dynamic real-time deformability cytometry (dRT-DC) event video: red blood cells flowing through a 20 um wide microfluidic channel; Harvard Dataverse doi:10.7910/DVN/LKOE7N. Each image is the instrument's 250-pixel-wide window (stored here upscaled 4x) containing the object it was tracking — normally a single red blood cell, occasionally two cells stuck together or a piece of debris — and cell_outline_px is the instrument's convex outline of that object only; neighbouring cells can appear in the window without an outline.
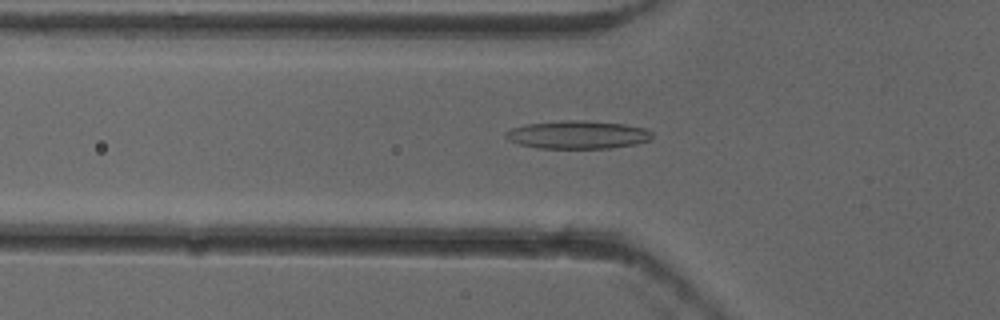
{"species": "common noctule bat (a hibernating species)", "species_latin": "Nyctalus noctula", "temperature_condition": "cold", "stored_images_in_passage": 51, "camera_frame_rate_fps": 3000, "um_per_image_px": 0.085, "animal": {"sex": "female"}, "frame": {"image": 1, "passage_image": 17, "time_ms": 5.333, "image_size_px": [1000, 320], "cell_outline_px": [[652, 140], [636, 144], [612, 148], [536, 148], [520, 144], [508, 140], [504, 136], [504, 132], [512, 128], [524, 124], [560, 120], [584, 120], [624, 124], [648, 128], [652, 132]], "centroid_in_image_um": [49.11, 11.44], "position_along_channel_um": 76.7, "area_um2": 24.33}}
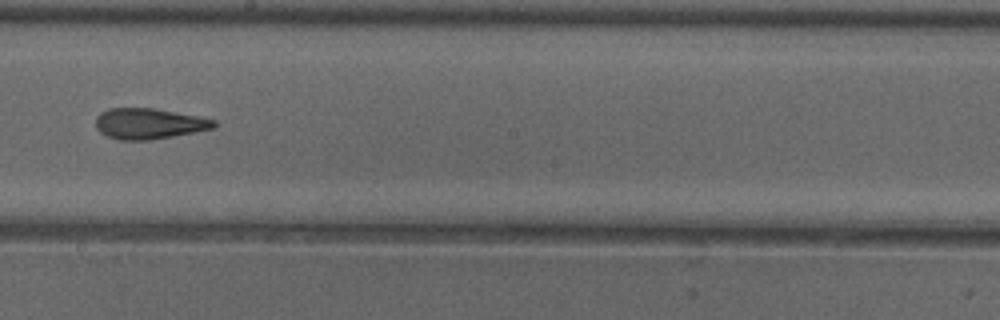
{"frame": {"image": 2, "passage_image": 29, "time_ms": 9.333, "image_size_px": [1000, 320], "cell_outline_px": [[216, 124], [212, 128], [172, 136], [148, 140], [120, 140], [108, 136], [100, 132], [96, 128], [96, 116], [100, 112], [108, 108], [152, 108], [200, 116], [216, 120]], "centroid_in_image_um": [12.62, 10.5], "position_along_channel_um": 235.6, "area_um2": 21.04}}
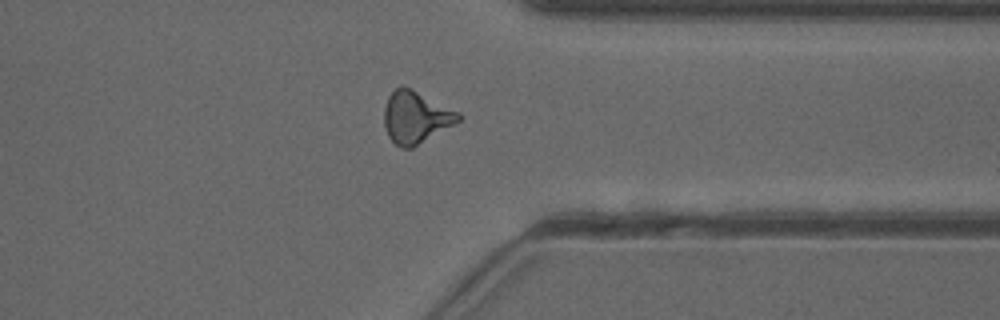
{"frame": {"image": 3, "passage_image": 40, "time_ms": 13.0, "image_size_px": [1000, 320], "cell_outline_px": [[464, 116], [456, 124], [412, 148], [400, 148], [388, 136], [384, 124], [384, 108], [388, 96], [400, 84], [404, 84], [460, 112]], "centroid_in_image_um": [35.36, 9.94], "position_along_channel_um": 376.0, "area_um2": 22.95}, "authors_computed_cell_mechanics": {"area_um2": 21.5594, "velocity_mm_per_s": 3.9389, "shape_relaxation_time_tau1_ms": null, "shape_relaxation_time_tau2_ms": 3.6315, "deformation_change_tau1": null, "deformation_change_tau2": 0.1411}}